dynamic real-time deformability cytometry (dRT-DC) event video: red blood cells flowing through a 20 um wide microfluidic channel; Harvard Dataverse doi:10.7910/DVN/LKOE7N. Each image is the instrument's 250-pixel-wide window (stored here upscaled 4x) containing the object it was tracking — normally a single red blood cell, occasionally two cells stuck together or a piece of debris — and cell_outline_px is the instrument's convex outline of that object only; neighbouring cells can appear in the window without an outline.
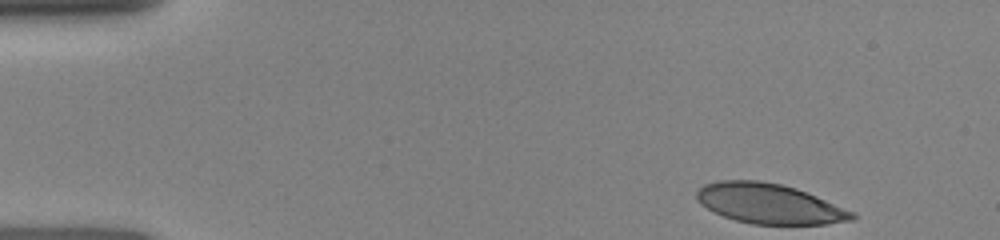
{"species": "human", "species_latin": "Homo sapiens", "temperature_condition": "room temperature", "stored_images_in_passage": 31, "camera_frame_rate_fps": 3000, "um_per_image_px": 0.085, "donor": {"sex": "female"}, "frame": {"image": 1, "passage_image": 1, "time_ms": 0.0, "image_size_px": [1000, 240], "cell_outline_px": [[856, 216], [852, 220], [828, 224], [752, 224], [736, 220], [724, 216], [700, 204], [696, 200], [696, 192], [704, 184], [716, 180], [760, 180], [780, 184], [796, 188], [856, 212]], "centroid_in_image_um": [65.39, 17.3], "position_along_channel_um": 19.6, "area_um2": 36.24}}
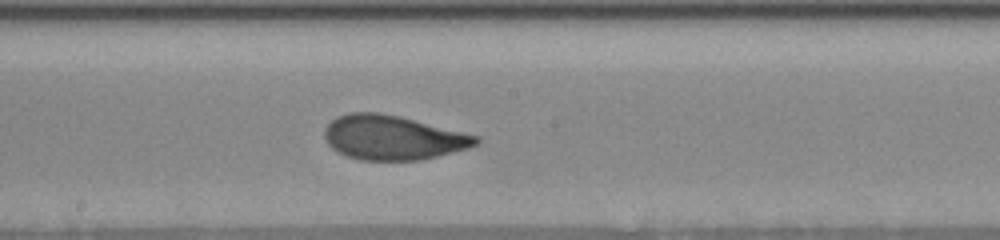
{"frame": {"image": 2, "passage_image": 18, "time_ms": 7.0, "image_size_px": [1000, 240], "cell_outline_px": [[480, 140], [476, 144], [468, 148], [420, 160], [360, 160], [348, 156], [332, 148], [328, 144], [324, 136], [324, 128], [336, 116], [348, 112], [380, 112], [400, 116], [480, 136]], "centroid_in_image_um": [33.37, 11.68], "position_along_channel_um": 214.8, "area_um2": 39.19}}
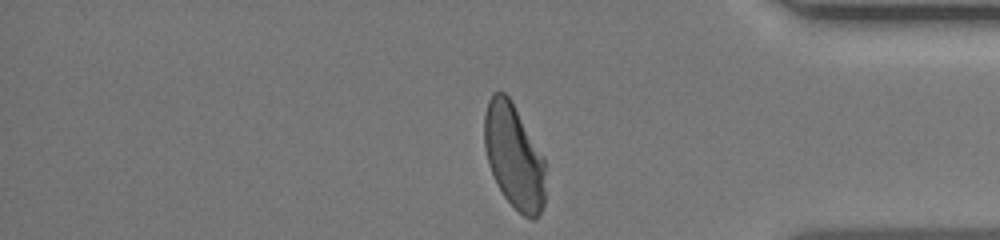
{"frame": {"image": 3, "passage_image": 31, "time_ms": 11.667, "image_size_px": [1000, 240], "cell_outline_px": [[544, 204], [536, 220], [532, 220], [524, 216], [504, 196], [488, 164], [484, 148], [484, 116], [488, 100], [492, 92], [504, 92], [508, 96], [544, 156]], "centroid_in_image_um": [43.68, 13.28], "position_along_channel_um": 391.5, "area_um2": 36.93}}